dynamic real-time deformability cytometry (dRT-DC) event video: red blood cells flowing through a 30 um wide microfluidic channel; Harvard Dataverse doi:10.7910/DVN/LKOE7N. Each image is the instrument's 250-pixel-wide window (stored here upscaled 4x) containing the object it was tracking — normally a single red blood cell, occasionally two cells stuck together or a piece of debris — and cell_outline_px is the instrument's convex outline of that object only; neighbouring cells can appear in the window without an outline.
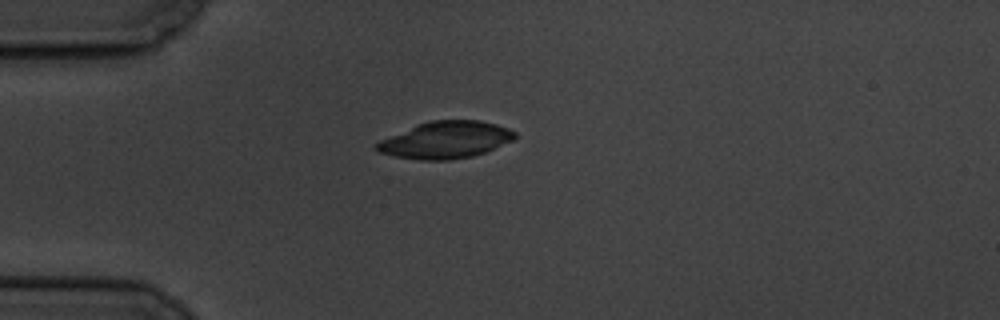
{"species": "common noctule bat (a hibernating species)", "species_latin": "Nyctalus noctula", "temperature_condition": "cold", "stored_images_in_passage": 1, "camera_frame_rate_fps": 3000, "um_per_image_px": 0.085, "animal": {"sex": "male", "body_mass_g": 19.5, "forearm_length_mm": 54.6}, "frame": {"image": 1, "passage_image": 1, "time_ms": 0.0, "image_size_px": [1000, 320], "cell_outline_px": [[516, 136], [512, 140], [484, 152], [472, 156], [448, 160], [420, 160], [396, 156], [380, 152], [372, 144], [380, 140], [416, 124], [432, 120], [480, 120], [496, 124], [508, 128], [516, 132]], "centroid_in_image_um": [37.85, 11.88], "position_along_channel_um": 47.1, "area_um2": 29.59}}